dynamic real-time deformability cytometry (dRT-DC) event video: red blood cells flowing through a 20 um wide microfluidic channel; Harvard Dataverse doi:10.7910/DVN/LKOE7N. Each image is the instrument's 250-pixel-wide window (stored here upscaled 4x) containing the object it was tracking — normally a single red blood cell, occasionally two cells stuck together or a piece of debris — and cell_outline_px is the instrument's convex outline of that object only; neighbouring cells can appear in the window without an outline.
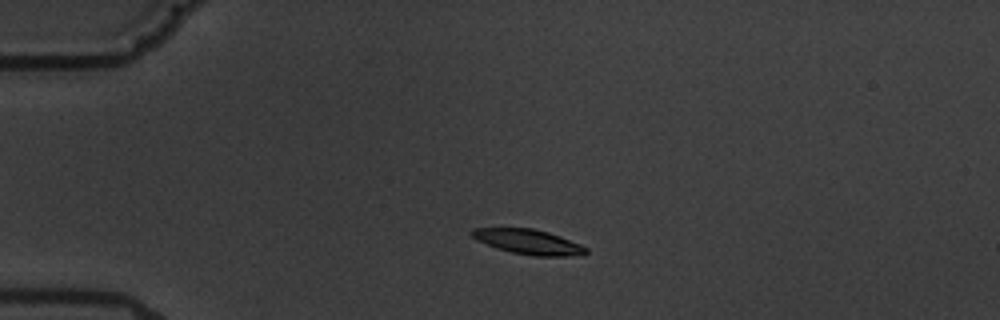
{"species": "common noctule bat (a hibernating species)", "species_latin": "Nyctalus noctula", "temperature_condition": "warm", "stored_images_in_passage": 4, "camera_frame_rate_fps": 3000, "um_per_image_px": 0.085, "animal": {"sex": "male", "body_mass_g": 19.5, "forearm_length_mm": 54.6}, "frame": {"image": 1, "passage_image": 3, "time_ms": 2.667, "image_size_px": [1000, 320], "cell_outline_px": [[588, 252], [584, 256], [532, 256], [512, 252], [496, 248], [476, 240], [468, 232], [472, 228], [532, 228], [548, 232], [560, 236], [580, 244], [588, 248]], "centroid_in_image_um": [44.93, 20.56], "position_along_channel_um": 40.1, "area_um2": 16.76}}